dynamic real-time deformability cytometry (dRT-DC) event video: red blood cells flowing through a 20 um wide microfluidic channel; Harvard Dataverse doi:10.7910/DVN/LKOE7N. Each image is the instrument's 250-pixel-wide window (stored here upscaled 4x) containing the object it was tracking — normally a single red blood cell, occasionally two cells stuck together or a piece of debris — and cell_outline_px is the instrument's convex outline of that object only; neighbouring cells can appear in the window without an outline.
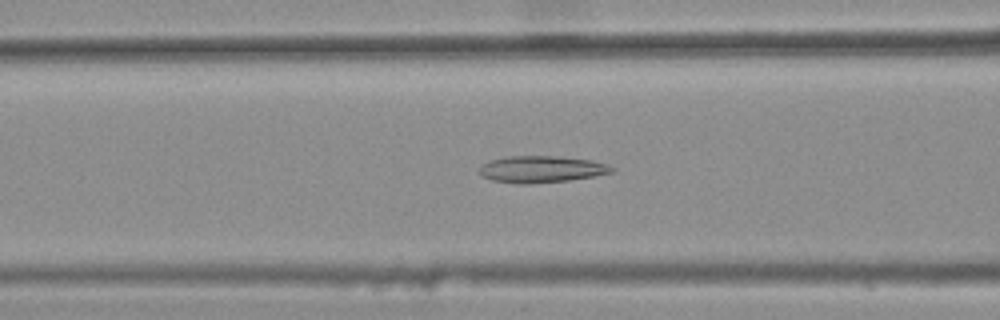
{"species": "common noctule bat (a hibernating species)", "species_latin": "Nyctalus noctula", "temperature_condition": "warm", "stored_images_in_passage": 33, "camera_frame_rate_fps": 3000, "um_per_image_px": 0.085, "animal": {"sex": "female", "body_mass_g": 25.1}, "frame": {"image": 1, "passage_image": 9, "time_ms": 2.667, "image_size_px": [1000, 320], "cell_outline_px": [[616, 168], [612, 172], [592, 176], [568, 180], [532, 184], [520, 184], [492, 180], [484, 176], [480, 172], [480, 164], [492, 160], [508, 156], [560, 156], [592, 160], [608, 164]], "centroid_in_image_um": [46.04, 14.38], "position_along_channel_um": 120.6, "area_um2": 20.58}}
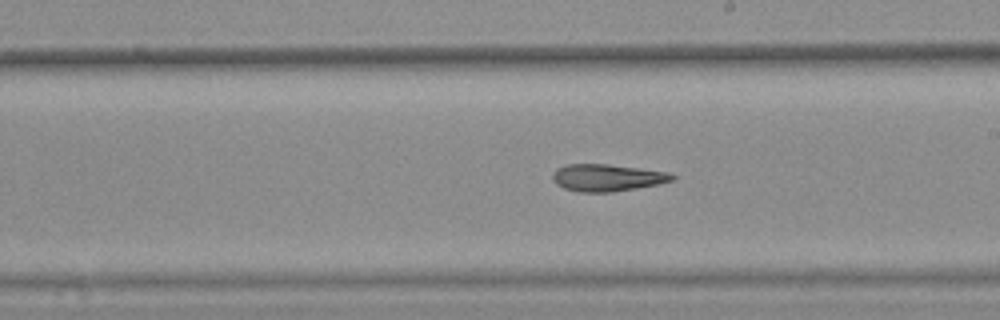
{"frame": {"image": 2, "passage_image": 18, "time_ms": 5.667, "image_size_px": [1000, 320], "cell_outline_px": [[676, 176], [672, 180], [660, 184], [612, 192], [580, 192], [564, 188], [556, 184], [552, 180], [552, 172], [556, 168], [564, 164], [608, 164], [668, 172]], "centroid_in_image_um": [51.56, 15.1], "position_along_channel_um": 237.4, "area_um2": 18.96}}
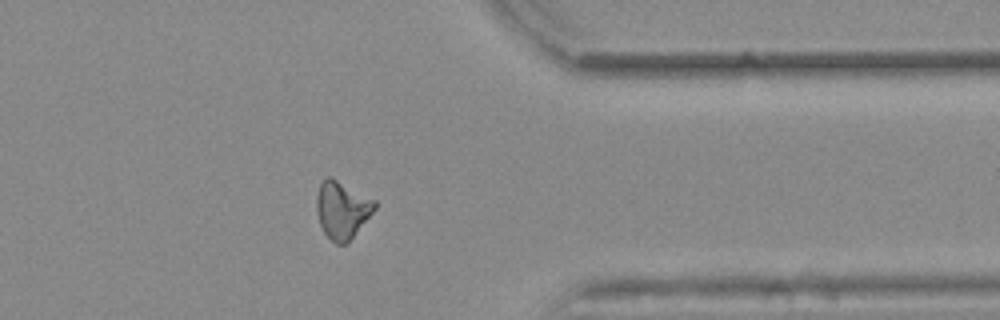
{"frame": {"image": 3, "passage_image": 30, "time_ms": 9.667, "image_size_px": [1000, 320], "cell_outline_px": [[376, 208], [352, 236], [344, 244], [336, 244], [324, 232], [320, 224], [316, 208], [316, 196], [320, 184], [328, 176], [332, 176], [376, 200]], "centroid_in_image_um": [29.07, 17.78], "position_along_channel_um": 382.3, "area_um2": 19.19}, "authors_computed_cell_mechanics": {"area_um2": 19.1318, "velocity_mm_per_s": 3.9003, "shape_relaxation_time_tau1_ms": null, "shape_relaxation_time_tau2_ms": 7.128, "deformation_change_tau1": null, "deformation_change_tau2": 0.1874}}